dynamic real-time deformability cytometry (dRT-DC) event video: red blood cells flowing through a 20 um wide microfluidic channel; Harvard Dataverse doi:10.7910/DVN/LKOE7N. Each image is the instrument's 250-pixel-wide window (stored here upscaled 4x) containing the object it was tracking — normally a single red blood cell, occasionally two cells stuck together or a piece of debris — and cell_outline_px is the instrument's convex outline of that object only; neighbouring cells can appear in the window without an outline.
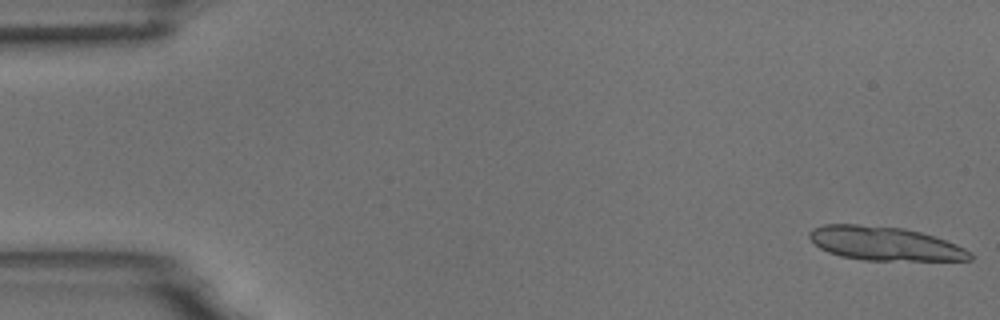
{"species": "common noctule bat (a hibernating species)", "species_latin": "Nyctalus noctula", "temperature_condition": "room temperature", "stored_images_in_passage": 14, "camera_frame_rate_fps": 3000, "um_per_image_px": 0.085, "animal": {"sex": "male", "body_mass_g": 18.8}, "frame": {"image": 1, "passage_image": 1, "time_ms": 0.0, "image_size_px": [1000, 320], "cell_outline_px": [[972, 260], [864, 260], [840, 256], [828, 252], [820, 248], [808, 236], [808, 232], [812, 228], [824, 224], [856, 224], [904, 228], [920, 232], [956, 244], [972, 252]], "centroid_in_image_um": [75.17, 20.7], "position_along_channel_um": 9.8, "area_um2": 31.5}}